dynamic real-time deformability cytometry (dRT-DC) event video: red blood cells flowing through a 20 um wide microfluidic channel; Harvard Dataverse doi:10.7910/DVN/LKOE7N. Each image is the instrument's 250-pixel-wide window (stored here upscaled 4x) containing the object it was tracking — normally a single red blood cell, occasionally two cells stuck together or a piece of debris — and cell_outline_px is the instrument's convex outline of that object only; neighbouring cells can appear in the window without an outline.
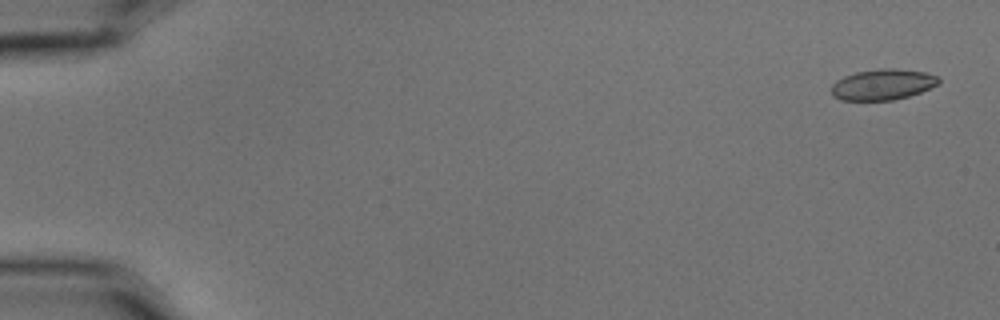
{"species": "common noctule bat (a hibernating species)", "species_latin": "Nyctalus noctula", "temperature_condition": "cold", "stored_images_in_passage": 4, "camera_frame_rate_fps": 3000, "um_per_image_px": 0.085, "animal": {"sex": "male", "body_mass_g": 15.6}, "frame": {"image": 1, "passage_image": 1, "time_ms": 0.0, "image_size_px": [1000, 320], "cell_outline_px": [[940, 84], [920, 92], [908, 96], [892, 100], [840, 100], [832, 96], [832, 84], [836, 80], [844, 76], [856, 72], [880, 68], [892, 68], [924, 72], [940, 76]], "centroid_in_image_um": [75.04, 7.18], "position_along_channel_um": 10.0, "area_um2": 19.36}}